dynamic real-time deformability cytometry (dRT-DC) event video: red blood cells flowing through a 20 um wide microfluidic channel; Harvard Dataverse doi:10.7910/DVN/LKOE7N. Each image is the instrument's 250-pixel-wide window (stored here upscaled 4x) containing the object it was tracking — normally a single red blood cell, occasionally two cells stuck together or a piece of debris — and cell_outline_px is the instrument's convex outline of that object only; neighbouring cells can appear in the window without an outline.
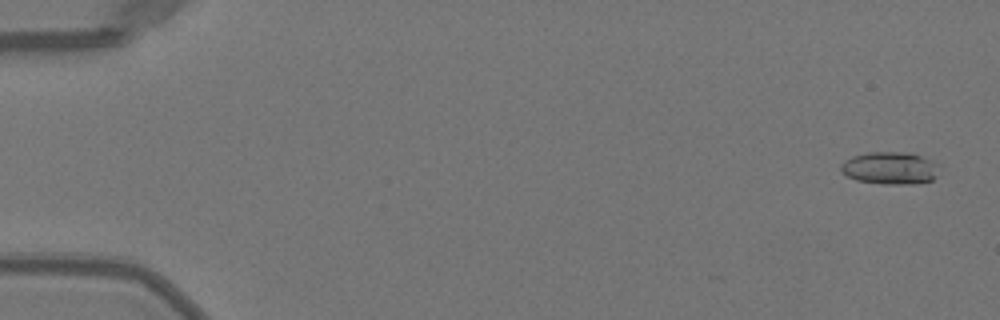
{"species": "Egyptian fruit bat (a non-hibernating species)", "species_latin": "Rousettus aegyptiacus", "temperature_condition": "warm", "stored_images_in_passage": 9, "camera_frame_rate_fps": 3000, "um_per_image_px": 0.085, "animal": {"sex": "female"}, "frame": {"image": 1, "passage_image": 2, "time_ms": 0.333, "image_size_px": [1000, 320], "cell_outline_px": [[940, 164], [936, 176], [932, 180], [912, 184], [884, 184], [856, 180], [840, 172], [840, 164], [844, 160], [852, 156], [868, 152], [912, 152]], "centroid_in_image_um": [75.65, 14.28], "position_along_channel_um": 9.4, "area_um2": 18.84}}